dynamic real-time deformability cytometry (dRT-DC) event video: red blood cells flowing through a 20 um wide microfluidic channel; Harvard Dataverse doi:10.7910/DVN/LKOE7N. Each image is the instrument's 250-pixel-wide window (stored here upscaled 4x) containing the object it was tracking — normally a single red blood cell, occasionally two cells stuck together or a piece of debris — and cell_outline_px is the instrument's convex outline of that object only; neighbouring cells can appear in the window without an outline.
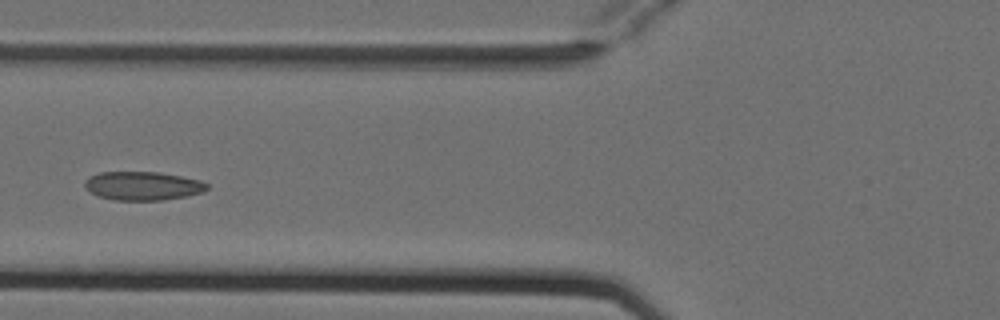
{"species": "Egyptian fruit bat (a non-hibernating species)", "species_latin": "Rousettus aegyptiacus", "temperature_condition": "cold", "stored_images_in_passage": 6, "camera_frame_rate_fps": 3000, "um_per_image_px": 0.085, "animal": {"sex": "female"}, "frame": {"image": 1, "passage_image": 5, "time_ms": 1.333, "image_size_px": [1000, 320], "cell_outline_px": [[208, 188], [204, 192], [188, 196], [164, 200], [116, 200], [96, 196], [84, 184], [84, 180], [88, 176], [100, 172], [160, 172], [200, 180], [208, 184]], "centroid_in_image_um": [12.15, 15.8], "position_along_channel_um": 113.7, "area_um2": 20.52}}
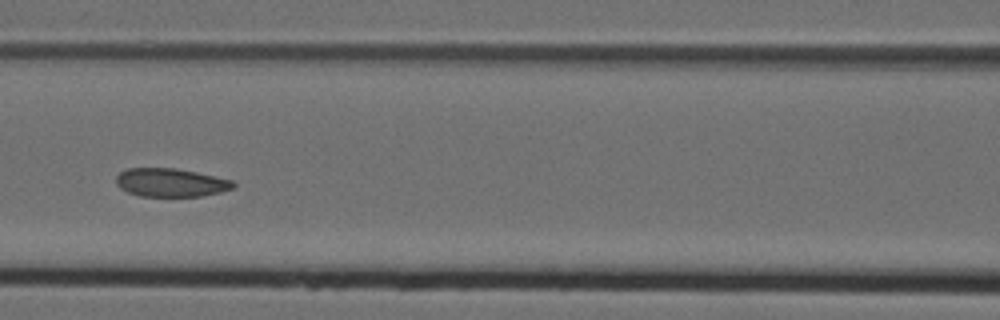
{"frame": {"image": 2, "passage_image": 6, "time_ms": 1.667, "image_size_px": [1000, 320], "cell_outline_px": [[236, 184], [232, 188], [220, 192], [200, 196], [140, 196], [128, 192], [120, 188], [116, 184], [116, 176], [120, 172], [128, 168], [176, 168], [196, 172], [232, 180]], "centroid_in_image_um": [14.49, 15.51], "position_along_channel_um": 152.1, "area_um2": 19.31}}